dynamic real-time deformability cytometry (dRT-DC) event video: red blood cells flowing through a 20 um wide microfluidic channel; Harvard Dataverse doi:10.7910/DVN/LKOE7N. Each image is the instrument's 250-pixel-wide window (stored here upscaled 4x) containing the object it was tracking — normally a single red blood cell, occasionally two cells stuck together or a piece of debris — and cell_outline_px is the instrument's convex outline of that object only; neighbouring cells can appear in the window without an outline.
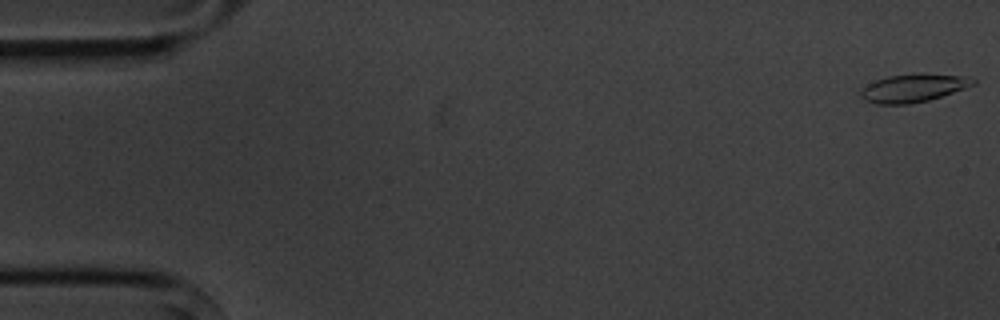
{"species": "common noctule bat (a hibernating species)", "species_latin": "Nyctalus noctula", "temperature_condition": "cold", "stored_images_in_passage": 5, "camera_frame_rate_fps": 3000, "um_per_image_px": 0.085, "animal": {"sex": "male", "body_mass_g": 20.1, "forearm_length_mm": 53.5}, "frame": {"image": 1, "passage_image": 1, "time_ms": 0.0, "image_size_px": [1000, 320], "cell_outline_px": [[976, 84], [928, 100], [908, 104], [876, 104], [864, 100], [860, 96], [860, 92], [868, 84], [876, 80], [888, 76], [920, 72], [964, 76], [976, 80]], "centroid_in_image_um": [77.62, 7.46], "position_along_channel_um": 7.4, "area_um2": 18.38}}